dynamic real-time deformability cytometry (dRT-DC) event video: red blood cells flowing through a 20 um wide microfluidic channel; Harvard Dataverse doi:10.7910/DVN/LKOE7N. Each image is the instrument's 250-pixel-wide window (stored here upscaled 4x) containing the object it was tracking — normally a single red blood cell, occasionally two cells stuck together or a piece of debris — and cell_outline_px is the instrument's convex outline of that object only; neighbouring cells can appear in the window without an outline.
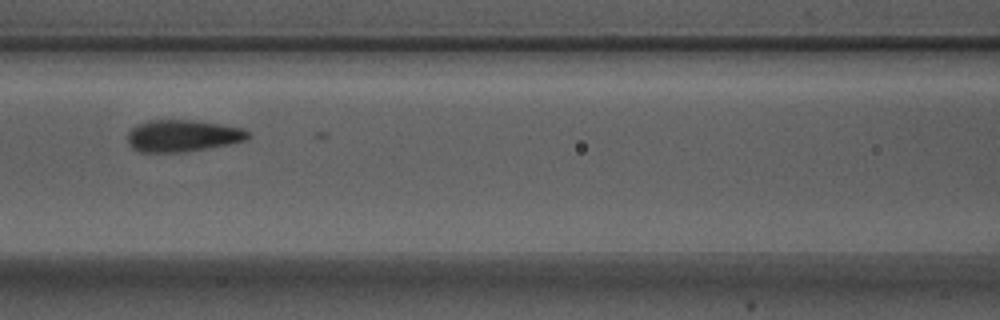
{"species": "Egyptian fruit bat (a non-hibernating species)", "species_latin": "Rousettus aegyptiacus", "temperature_condition": "warm", "stored_images_in_passage": 5, "camera_frame_rate_fps": 3000, "um_per_image_px": 0.085, "animal": {"sex": "male"}, "frame": {"image": 1, "passage_image": 3, "time_ms": 0.667, "image_size_px": [1000, 320], "cell_outline_px": [[252, 136], [248, 140], [228, 144], [184, 152], [140, 152], [132, 148], [128, 144], [128, 132], [136, 124], [148, 120], [192, 120], [220, 124], [244, 128]], "centroid_in_image_um": [15.52, 11.54], "position_along_channel_um": 151.1, "area_um2": 22.48}}
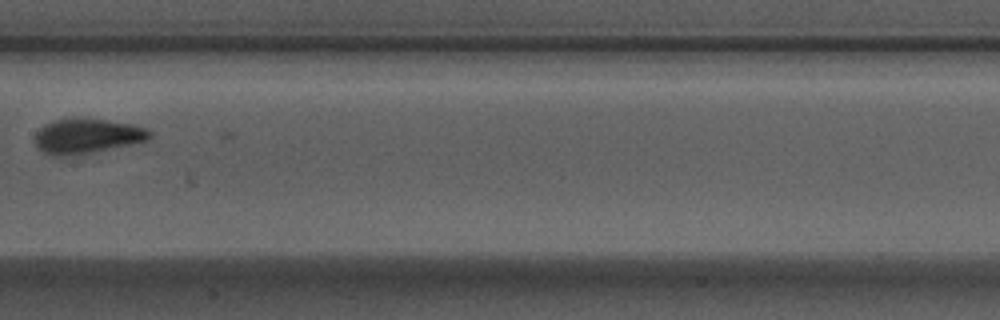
{"frame": {"image": 2, "passage_image": 4, "time_ms": 1.0, "image_size_px": [1000, 320], "cell_outline_px": [[152, 136], [148, 140], [92, 152], [64, 156], [52, 156], [40, 152], [36, 148], [36, 132], [44, 124], [52, 120], [64, 116], [80, 116], [136, 124], [152, 132]], "centroid_in_image_um": [7.35, 11.52], "position_along_channel_um": 200.1, "area_um2": 23.99}}
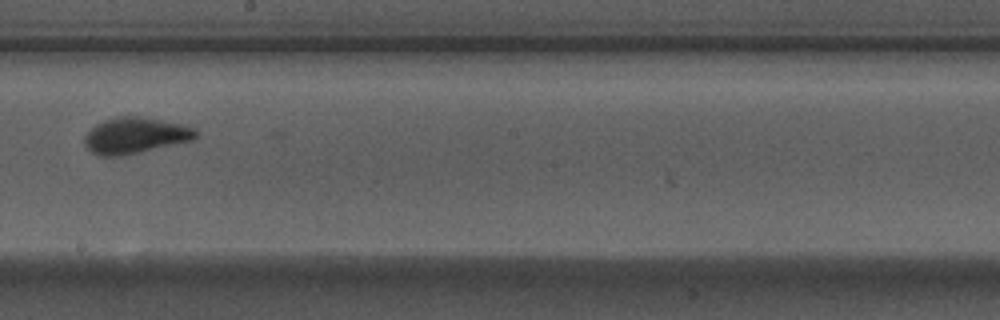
{"frame": {"image": 3, "passage_image": 5, "time_ms": 1.333, "image_size_px": [1000, 320], "cell_outline_px": [[200, 136], [196, 140], [120, 156], [100, 156], [92, 152], [84, 144], [84, 136], [96, 124], [104, 120], [116, 116], [136, 116], [184, 124], [200, 132]], "centroid_in_image_um": [11.54, 11.52], "position_along_channel_um": 236.7, "area_um2": 23.52}}